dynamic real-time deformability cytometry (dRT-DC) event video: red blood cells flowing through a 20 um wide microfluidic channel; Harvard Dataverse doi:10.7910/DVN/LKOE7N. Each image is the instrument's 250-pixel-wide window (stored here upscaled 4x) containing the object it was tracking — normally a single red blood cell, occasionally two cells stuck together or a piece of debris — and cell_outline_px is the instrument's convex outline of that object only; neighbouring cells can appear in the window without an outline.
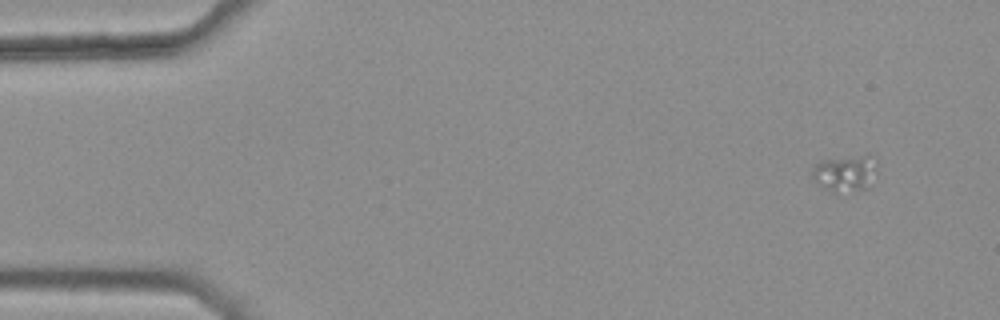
{"species": "common noctule bat (a hibernating species)", "species_latin": "Nyctalus noctula", "temperature_condition": "warm", "stored_images_in_passage": 44, "camera_frame_rate_fps": 3000, "um_per_image_px": 0.085, "animal": {"sex": "female", "body_mass_g": 25.1}, "frame": {"image": 1, "passage_image": 1, "time_ms": 0.0, "image_size_px": [1000, 320], "cell_outline_px": [[876, 168], [868, 188], [836, 192], [832, 192], [812, 180], [812, 172], [816, 164], [820, 160], [864, 156], [868, 156], [876, 160]], "centroid_in_image_um": [71.8, 14.73], "position_along_channel_um": 13.2, "area_um2": 13.24}}